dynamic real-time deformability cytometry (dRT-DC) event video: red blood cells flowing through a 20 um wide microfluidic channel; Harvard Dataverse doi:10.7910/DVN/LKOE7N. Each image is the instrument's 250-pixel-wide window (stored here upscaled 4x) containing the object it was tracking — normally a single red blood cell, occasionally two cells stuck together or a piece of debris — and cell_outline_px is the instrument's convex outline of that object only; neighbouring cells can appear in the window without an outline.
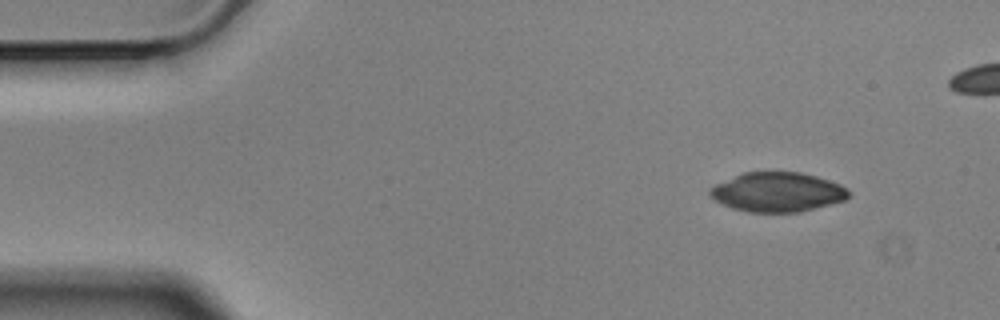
{"species": "Egyptian fruit bat (a non-hibernating species)", "species_latin": "Rousettus aegyptiacus", "temperature_condition": "cold", "stored_images_in_passage": 5, "camera_frame_rate_fps": 3000, "um_per_image_px": 0.085, "animal": {"sex": "male"}, "frame": {"image": 1, "passage_image": 1, "time_ms": 0.0, "image_size_px": [1000, 320], "cell_outline_px": [[852, 196], [844, 200], [800, 212], [748, 212], [732, 208], [716, 200], [708, 192], [708, 188], [716, 184], [744, 172], [800, 172], [816, 176], [840, 184], [848, 188], [852, 192]], "centroid_in_image_um": [66.12, 16.32], "position_along_channel_um": 18.9, "area_um2": 31.85}}
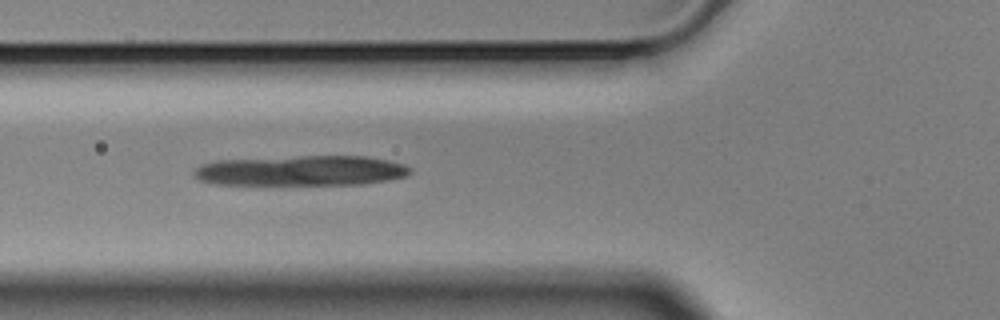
{"frame": {"image": 2, "passage_image": 5, "time_ms": 1.333, "image_size_px": [1000, 320], "cell_outline_px": [[412, 172], [404, 176], [388, 180], [364, 184], [216, 184], [200, 180], [192, 176], [192, 168], [200, 164], [216, 160], [300, 156], [368, 156], [388, 160], [404, 164], [412, 168]], "centroid_in_image_um": [25.56, 14.5], "position_along_channel_um": 100.2, "area_um2": 38.26}}